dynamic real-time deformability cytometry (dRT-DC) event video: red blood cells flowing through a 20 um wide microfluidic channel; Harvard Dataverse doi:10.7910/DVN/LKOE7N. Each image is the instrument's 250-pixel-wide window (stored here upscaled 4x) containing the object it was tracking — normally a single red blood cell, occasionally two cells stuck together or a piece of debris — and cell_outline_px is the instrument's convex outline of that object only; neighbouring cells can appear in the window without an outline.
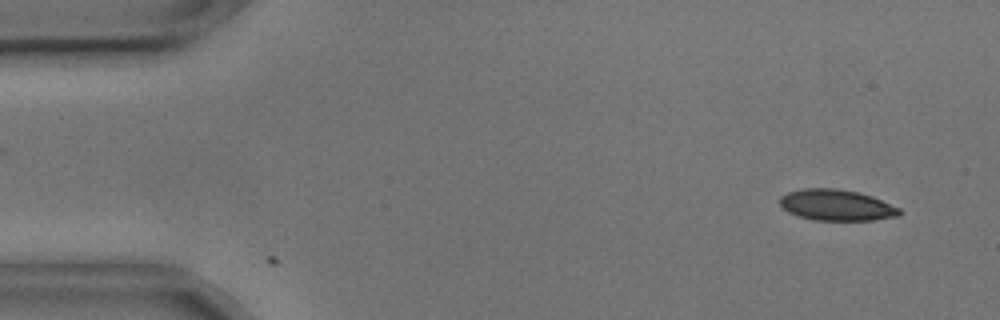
{"species": "common noctule bat (a hibernating species)", "species_latin": "Nyctalus noctula", "temperature_condition": "cold", "stored_images_in_passage": 5, "camera_frame_rate_fps": 3000, "um_per_image_px": 0.085, "animal": {"sex": "male", "body_mass_g": 17.9, "forearm_length_mm": 54.2}, "frame": {"image": 1, "passage_image": 1, "time_ms": 0.0, "image_size_px": [1000, 320], "cell_outline_px": [[900, 216], [872, 220], [812, 220], [788, 212], [780, 204], [780, 196], [788, 192], [804, 188], [836, 188], [856, 192], [872, 196], [900, 208]], "centroid_in_image_um": [71.1, 17.43], "position_along_channel_um": 13.9, "area_um2": 21.56}}